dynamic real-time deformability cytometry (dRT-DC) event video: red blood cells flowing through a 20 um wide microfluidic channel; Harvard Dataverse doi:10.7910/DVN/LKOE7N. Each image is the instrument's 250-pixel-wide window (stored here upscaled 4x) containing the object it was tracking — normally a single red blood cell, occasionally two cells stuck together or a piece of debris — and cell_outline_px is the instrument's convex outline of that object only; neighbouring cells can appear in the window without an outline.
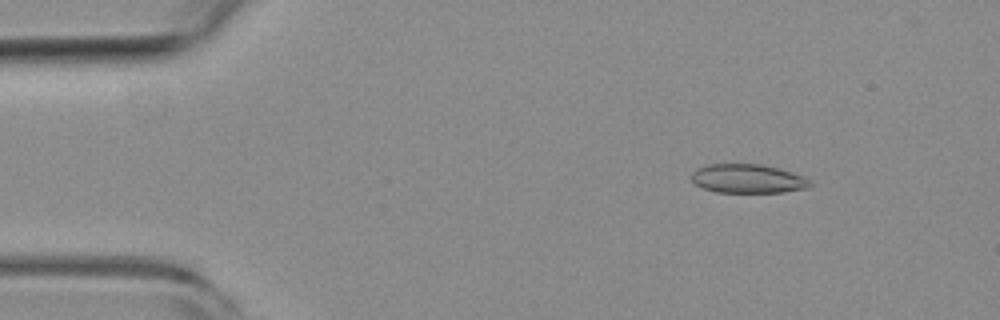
{"species": "common noctule bat (a hibernating species)", "species_latin": "Nyctalus noctula", "temperature_condition": "room temperature", "stored_images_in_passage": 20, "camera_frame_rate_fps": 3000, "um_per_image_px": 0.085, "animal": {"sex": "female", "body_mass_g": 19.3, "forearm_length_mm": 54.1}, "frame": {"image": 1, "passage_image": 7, "time_ms": 2.0, "image_size_px": [1000, 320], "cell_outline_px": [[812, 184], [808, 188], [784, 192], [716, 192], [704, 188], [696, 184], [692, 180], [692, 172], [696, 168], [708, 164], [760, 164], [792, 172], [804, 176], [812, 180]], "centroid_in_image_um": [63.59, 15.19], "position_along_channel_um": 21.4, "area_um2": 20.0}}
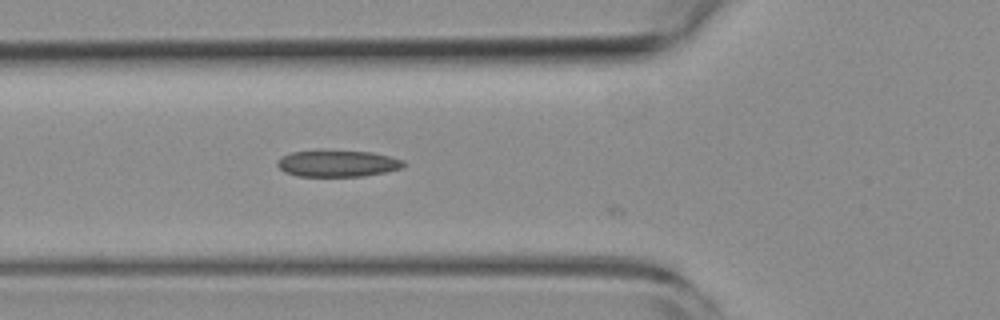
{"frame": {"image": 2, "passage_image": 19, "time_ms": 6.0, "image_size_px": [1000, 320], "cell_outline_px": [[408, 164], [404, 168], [364, 176], [296, 176], [284, 172], [276, 164], [276, 160], [280, 156], [292, 152], [372, 152], [392, 156], [404, 160]], "centroid_in_image_um": [28.74, 13.92], "position_along_channel_um": 97.1, "area_um2": 19.36}}